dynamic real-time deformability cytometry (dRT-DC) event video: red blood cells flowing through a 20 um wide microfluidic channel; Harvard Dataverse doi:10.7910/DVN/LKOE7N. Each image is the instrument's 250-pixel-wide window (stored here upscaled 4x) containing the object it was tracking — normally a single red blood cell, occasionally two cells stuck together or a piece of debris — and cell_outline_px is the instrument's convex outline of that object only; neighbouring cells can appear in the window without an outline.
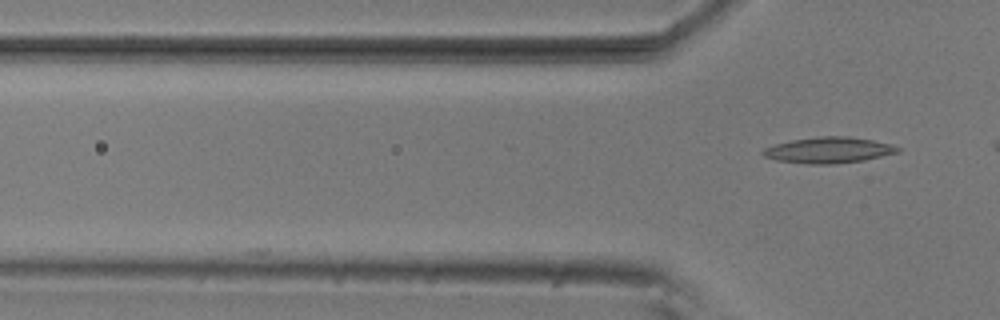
{"species": "common noctule bat (a hibernating species)", "species_latin": "Nyctalus noctula", "temperature_condition": "room temperature", "stored_images_in_passage": 2, "camera_frame_rate_fps": 3000, "um_per_image_px": 0.085, "animal": {"sex": "male", "body_mass_g": 20.5, "forearm_length_mm": 52.5}, "frame": {"image": 1, "passage_image": 2, "time_ms": 0.333, "image_size_px": [1000, 320], "cell_outline_px": [[904, 148], [900, 152], [864, 160], [832, 164], [808, 164], [776, 160], [764, 156], [760, 152], [764, 148], [776, 144], [792, 140], [816, 136], [848, 136], [872, 140], [892, 144]], "centroid_in_image_um": [70.47, 12.75], "position_along_channel_um": 55.3, "area_um2": 20.52}}